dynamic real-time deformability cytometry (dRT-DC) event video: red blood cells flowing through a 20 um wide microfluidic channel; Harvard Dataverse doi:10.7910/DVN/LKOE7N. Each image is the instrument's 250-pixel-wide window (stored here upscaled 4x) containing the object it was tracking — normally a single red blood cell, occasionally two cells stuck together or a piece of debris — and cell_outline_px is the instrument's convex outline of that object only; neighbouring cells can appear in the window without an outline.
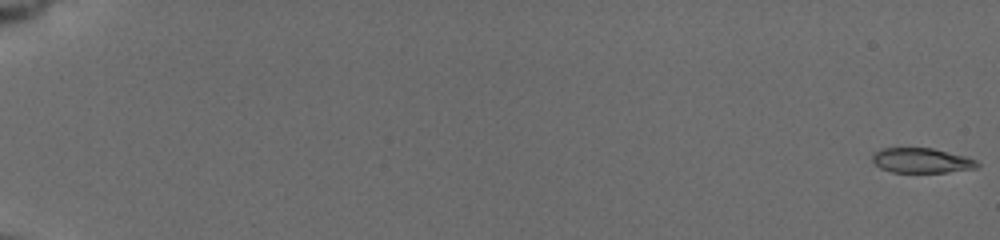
{"species": "common noctule bat (a hibernating species)", "species_latin": "Nyctalus noctula", "temperature_condition": "cold", "stored_images_in_passage": 58, "camera_frame_rate_fps": 3000, "um_per_image_px": 0.085, "animal": {"sex": "female", "body_mass_g": 19.5, "forearm_length_mm": 54.1}, "frame": {"image": 1, "passage_image": 1, "time_ms": 0.0, "image_size_px": [1000, 240], "cell_outline_px": [[980, 164], [976, 168], [948, 172], [892, 172], [880, 168], [872, 160], [872, 152], [880, 148], [932, 148], [964, 156], [976, 160]], "centroid_in_image_um": [78.3, 13.64], "position_along_channel_um": 6.7, "area_um2": 15.2}}
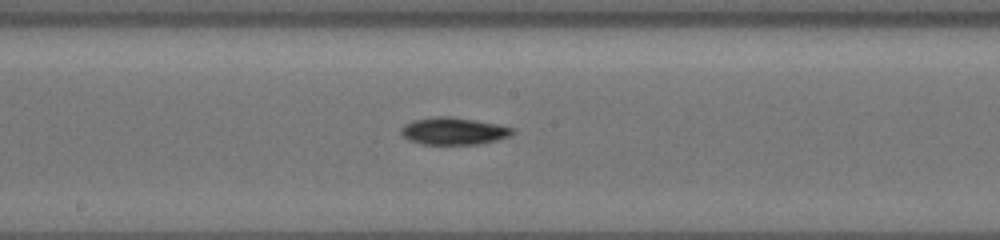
{"frame": {"image": 2, "passage_image": 34, "time_ms": 11.0, "image_size_px": [1000, 240], "cell_outline_px": [[516, 132], [508, 136], [496, 140], [476, 144], [420, 144], [408, 140], [400, 132], [400, 128], [404, 124], [412, 120], [436, 116], [448, 116], [496, 124], [512, 128]], "centroid_in_image_um": [38.49, 11.14], "position_along_channel_um": 209.7, "area_um2": 17.51}}
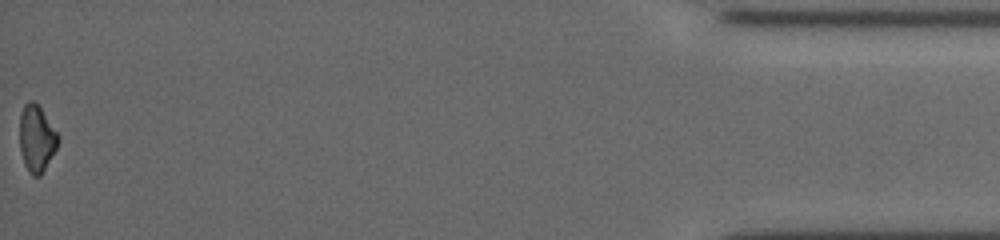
{"frame": {"image": 3, "passage_image": 58, "time_ms": 19.0, "image_size_px": [1000, 240], "cell_outline_px": [[60, 136], [56, 148], [40, 176], [32, 176], [28, 172], [24, 164], [20, 148], [20, 112], [24, 104], [28, 100], [32, 100], [40, 108]], "centroid_in_image_um": [3.09, 11.77], "position_along_channel_um": 432.1, "area_um2": 14.8}, "authors_computed_cell_mechanics": {"area_um2": 16.2129, "velocity_mm_per_s": 3.7711, "shape_relaxation_time_tau1_ms": 4.0131, "shape_relaxation_time_tau2_ms": null, "deformation_change_tau1": 0.118, "deformation_change_tau2": null}}